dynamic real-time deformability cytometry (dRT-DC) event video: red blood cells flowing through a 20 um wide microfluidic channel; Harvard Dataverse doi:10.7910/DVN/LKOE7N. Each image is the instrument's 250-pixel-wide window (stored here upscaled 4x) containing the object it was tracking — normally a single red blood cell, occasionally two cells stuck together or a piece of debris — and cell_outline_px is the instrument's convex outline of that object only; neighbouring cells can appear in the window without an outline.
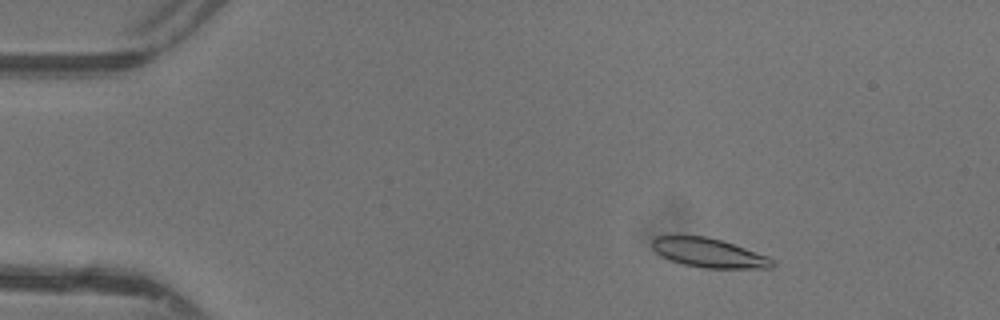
{"species": "common noctule bat (a hibernating species)", "species_latin": "Nyctalus noctula", "temperature_condition": "warm", "stored_images_in_passage": 42, "camera_frame_rate_fps": 3000, "um_per_image_px": 0.085, "animal": {"sex": "female"}, "frame": {"image": 1, "passage_image": 2, "time_ms": 0.333, "image_size_px": [1000, 320], "cell_outline_px": [[776, 264], [772, 268], [704, 268], [684, 264], [660, 256], [652, 248], [652, 240], [656, 236], [704, 236], [720, 240], [768, 256]], "centroid_in_image_um": [60.24, 21.5], "position_along_channel_um": 24.8, "area_um2": 20.17}}
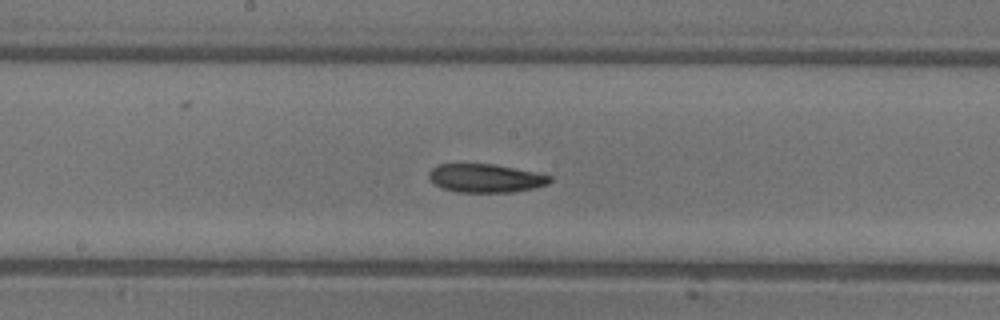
{"frame": {"image": 2, "passage_image": 20, "time_ms": 6.333, "image_size_px": [1000, 320], "cell_outline_px": [[552, 180], [548, 184], [536, 188], [512, 192], [456, 192], [440, 188], [428, 176], [428, 172], [432, 168], [440, 164], [492, 164], [536, 172], [552, 176]], "centroid_in_image_um": [41.29, 15.15], "position_along_channel_um": 206.9, "area_um2": 20.11}}
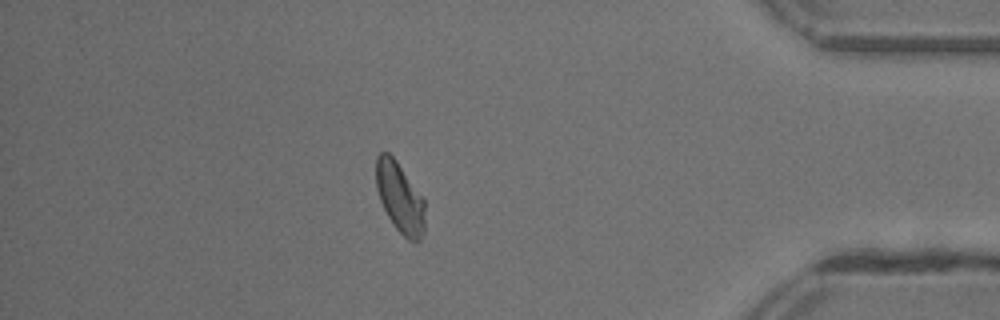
{"frame": {"image": 3, "passage_image": 36, "time_ms": 11.667, "image_size_px": [1000, 320], "cell_outline_px": [[424, 232], [420, 240], [416, 244], [408, 240], [396, 228], [388, 216], [380, 200], [376, 188], [376, 156], [380, 152], [388, 152], [396, 160], [424, 200]], "centroid_in_image_um": [33.98, 16.81], "position_along_channel_um": 401.2, "area_um2": 19.88}, "authors_computed_cell_mechanics": {"area_um2": 20.23, "velocity_mm_per_s": 4.3951, "shape_relaxation_time_tau1_ms": 6.8586, "shape_relaxation_time_tau2_ms": 3.4832, "deformation_change_tau1": 0.1913, "deformation_change_tau2": 0.1162}}